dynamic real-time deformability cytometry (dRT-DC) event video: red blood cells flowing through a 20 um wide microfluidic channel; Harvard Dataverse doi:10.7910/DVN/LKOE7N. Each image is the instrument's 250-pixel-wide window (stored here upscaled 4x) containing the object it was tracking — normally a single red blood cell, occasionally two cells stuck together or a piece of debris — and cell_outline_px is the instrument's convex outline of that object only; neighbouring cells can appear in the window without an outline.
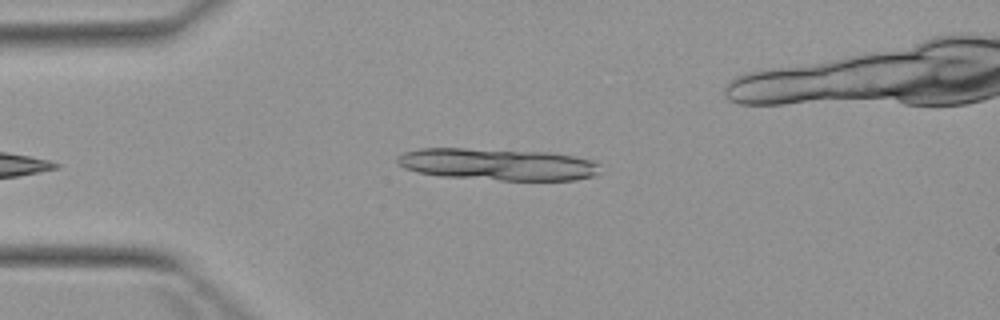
{"species": "Egyptian fruit bat (a non-hibernating species)", "species_latin": "Rousettus aegyptiacus", "temperature_condition": "warm", "stored_images_in_passage": 6, "segment_of_instrument_passage": [1, 2], "camera_frame_rate_fps": 3000, "um_per_image_px": 0.085, "animal": {"sex": "female"}, "frame": {"image": 1, "passage_image": 3, "time_ms": 5.667, "image_size_px": [1000, 320], "cell_outline_px": [[600, 164], [596, 176], [576, 180], [500, 180], [440, 176], [420, 172], [404, 168], [396, 160], [396, 156], [404, 152], [420, 148], [464, 148], [548, 152], [576, 156], [596, 160]], "centroid_in_image_um": [42.35, 13.96], "position_along_channel_um": 42.7, "area_um2": 37.92}}